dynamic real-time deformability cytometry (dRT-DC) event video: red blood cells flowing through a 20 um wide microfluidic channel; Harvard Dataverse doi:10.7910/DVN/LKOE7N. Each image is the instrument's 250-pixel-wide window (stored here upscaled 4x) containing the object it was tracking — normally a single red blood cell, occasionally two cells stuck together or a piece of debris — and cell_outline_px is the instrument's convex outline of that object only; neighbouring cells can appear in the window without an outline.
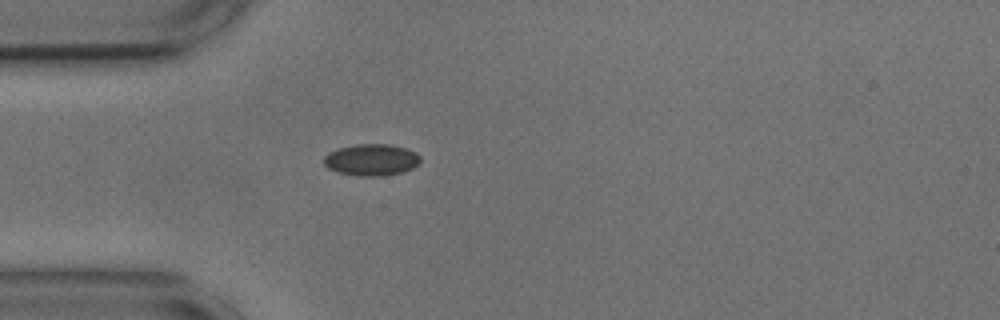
{"species": "common noctule bat (a hibernating species)", "species_latin": "Nyctalus noctula", "temperature_condition": "cold", "stored_images_in_passage": 40, "camera_frame_rate_fps": 3000, "um_per_image_px": 0.085, "animal": {"sex": "male", "body_mass_g": 17.9, "forearm_length_mm": 54.2}, "frame": {"image": 1, "passage_image": 1, "time_ms": 0.0, "image_size_px": [1000, 320], "cell_outline_px": [[420, 164], [404, 172], [380, 176], [360, 176], [336, 172], [328, 168], [324, 164], [324, 156], [328, 152], [336, 148], [356, 144], [388, 144], [408, 148], [416, 152], [420, 156]], "centroid_in_image_um": [31.58, 13.58], "position_along_channel_um": 53.4, "area_um2": 18.09}}
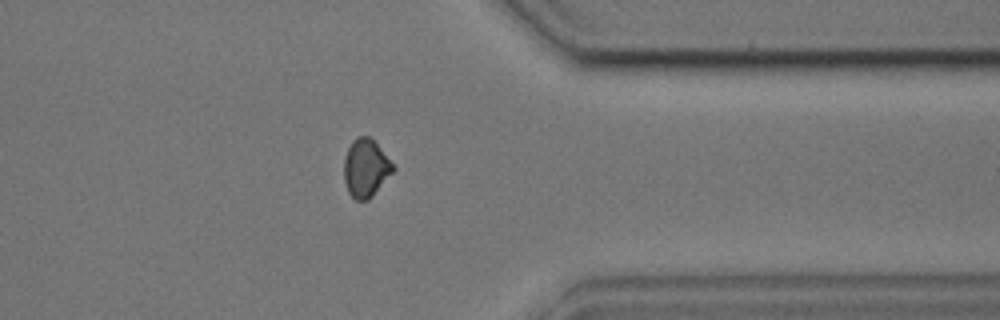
{"frame": {"image": 2, "passage_image": 29, "time_ms": 9.333, "image_size_px": [1000, 320], "cell_outline_px": [[396, 168], [372, 196], [368, 200], [356, 200], [348, 192], [344, 180], [344, 160], [348, 148], [352, 140], [356, 136], [368, 136], [376, 144]], "centroid_in_image_um": [31.07, 14.29], "position_along_channel_um": 380.3, "area_um2": 16.3}}
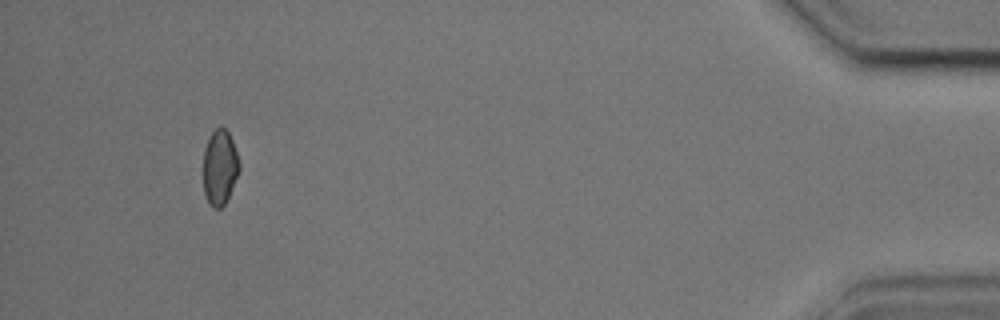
{"frame": {"image": 3, "passage_image": 37, "time_ms": 12.0, "image_size_px": [1000, 320], "cell_outline_px": [[240, 172], [224, 204], [220, 208], [212, 208], [208, 204], [204, 192], [200, 168], [204, 148], [208, 136], [220, 124], [228, 132], [232, 140], [240, 164]], "centroid_in_image_um": [18.62, 14.21], "position_along_channel_um": 416.6, "area_um2": 16.53}, "authors_computed_cell_mechanics": {"area_um2": 16.8198, "velocity_mm_per_s": 3.6616, "shape_relaxation_time_tau1_ms": 2.7412, "shape_relaxation_time_tau2_ms": 2.3366, "deformation_change_tau1": 0.0596, "deformation_change_tau2": 0.0487}}